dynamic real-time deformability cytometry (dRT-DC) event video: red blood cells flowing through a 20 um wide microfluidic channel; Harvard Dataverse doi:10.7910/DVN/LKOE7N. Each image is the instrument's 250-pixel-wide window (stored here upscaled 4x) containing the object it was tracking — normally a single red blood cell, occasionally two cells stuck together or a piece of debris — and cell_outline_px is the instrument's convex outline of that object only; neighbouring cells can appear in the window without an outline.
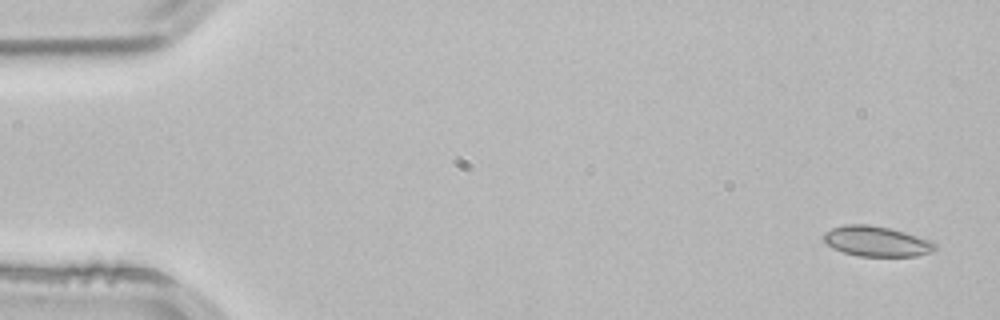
{"species": "common noctule bat (a hibernating species)", "species_latin": "Nyctalus noctula", "temperature_condition": "room temperature", "stored_images_in_passage": 4, "camera_frame_rate_fps": 3000, "um_per_image_px": 0.085, "animal": {"sex": "male", "body_mass_g": 21.5, "forearm_length_mm": 52.0}, "frame": {"image": 1, "passage_image": 1, "time_ms": 0.0, "image_size_px": [1000, 320], "cell_outline_px": [[936, 248], [932, 252], [916, 256], [860, 256], [844, 252], [832, 248], [824, 240], [824, 232], [832, 228], [844, 224], [868, 224], [888, 228], [904, 232], [932, 240], [936, 244]], "centroid_in_image_um": [74.52, 20.51], "position_along_channel_um": 10.5, "area_um2": 19.59}}